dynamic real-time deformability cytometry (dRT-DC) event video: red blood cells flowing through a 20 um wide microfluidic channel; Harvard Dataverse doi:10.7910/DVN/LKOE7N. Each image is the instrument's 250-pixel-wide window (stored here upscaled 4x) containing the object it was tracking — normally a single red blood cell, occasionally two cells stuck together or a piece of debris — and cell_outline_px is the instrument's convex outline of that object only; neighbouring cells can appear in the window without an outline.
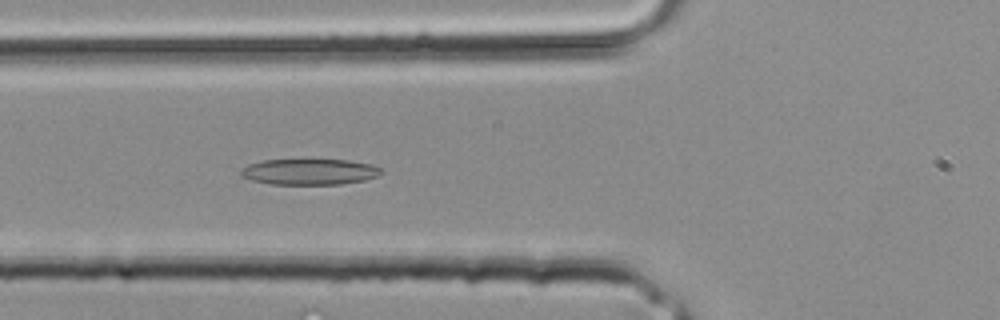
{"species": "common noctule bat (a hibernating species)", "species_latin": "Nyctalus noctula", "temperature_condition": "room temperature", "stored_images_in_passage": 12, "camera_frame_rate_fps": 3000, "um_per_image_px": 0.085, "animal": {"sex": "male", "body_mass_g": 20.4}, "frame": {"image": 1, "passage_image": 12, "time_ms": 3.667, "image_size_px": [1000, 320], "cell_outline_px": [[384, 172], [376, 176], [364, 180], [340, 184], [268, 184], [252, 180], [240, 176], [240, 172], [248, 164], [260, 160], [348, 160], [372, 164], [380, 168]], "centroid_in_image_um": [26.29, 14.6], "position_along_channel_um": 99.5, "area_um2": 21.15}}